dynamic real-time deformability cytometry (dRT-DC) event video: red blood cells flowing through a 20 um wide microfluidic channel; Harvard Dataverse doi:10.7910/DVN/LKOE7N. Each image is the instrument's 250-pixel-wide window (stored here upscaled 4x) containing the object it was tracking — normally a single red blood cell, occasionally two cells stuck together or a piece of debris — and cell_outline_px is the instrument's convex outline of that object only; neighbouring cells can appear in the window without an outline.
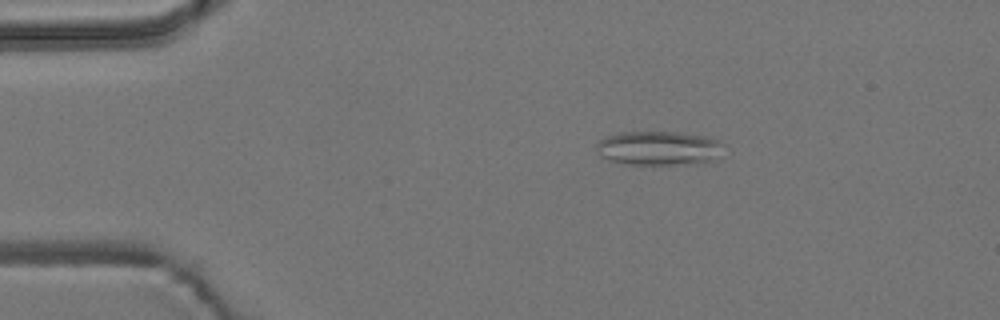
{"species": "common noctule bat (a hibernating species)", "species_latin": "Nyctalus noctula", "temperature_condition": "room temperature", "stored_images_in_passage": 2, "camera_frame_rate_fps": 3000, "um_per_image_px": 0.085, "animal": {"sex": "male", "body_mass_g": 19.2, "forearm_length_mm": 51.8}, "frame": {"image": 1, "passage_image": 1, "time_ms": 0.0, "image_size_px": [1000, 320], "cell_outline_px": [[720, 144], [712, 160], [688, 164], [624, 164], [608, 160], [600, 156], [596, 152], [596, 144], [604, 136], [620, 132], [680, 132], [704, 136], [720, 140]], "centroid_in_image_um": [55.85, 12.58], "position_along_channel_um": 29.1, "area_um2": 25.03}}